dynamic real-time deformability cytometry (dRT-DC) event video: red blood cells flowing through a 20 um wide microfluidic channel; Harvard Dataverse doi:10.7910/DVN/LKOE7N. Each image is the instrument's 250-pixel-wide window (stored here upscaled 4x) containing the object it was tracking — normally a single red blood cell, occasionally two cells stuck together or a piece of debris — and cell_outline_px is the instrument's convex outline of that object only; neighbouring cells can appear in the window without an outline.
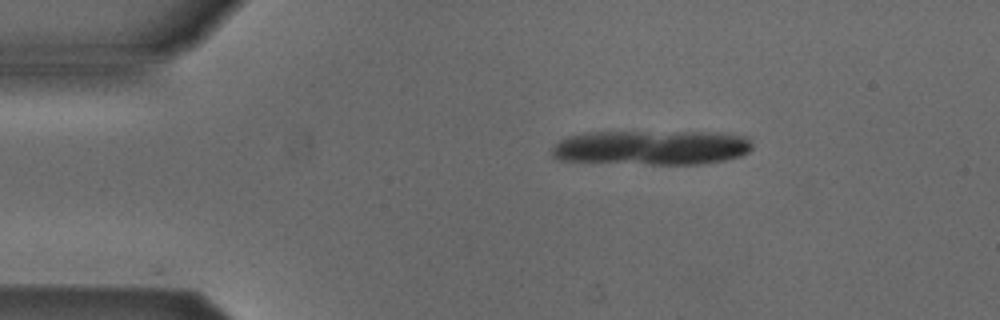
{"species": "Egyptian fruit bat (a non-hibernating species)", "species_latin": "Rousettus aegyptiacus", "temperature_condition": "cold", "stored_images_in_passage": 6, "camera_frame_rate_fps": 3000, "um_per_image_px": 0.085, "animal": {"sex": "male"}, "frame": {"image": 1, "passage_image": 1, "time_ms": 0.0, "image_size_px": [1000, 320], "cell_outline_px": [[752, 148], [748, 152], [740, 156], [724, 160], [700, 164], [648, 164], [560, 160], [552, 156], [552, 148], [560, 140], [568, 136], [584, 132], [728, 132], [748, 136], [752, 144]], "centroid_in_image_um": [55.44, 12.53], "position_along_channel_um": 29.6, "area_um2": 40.81}}